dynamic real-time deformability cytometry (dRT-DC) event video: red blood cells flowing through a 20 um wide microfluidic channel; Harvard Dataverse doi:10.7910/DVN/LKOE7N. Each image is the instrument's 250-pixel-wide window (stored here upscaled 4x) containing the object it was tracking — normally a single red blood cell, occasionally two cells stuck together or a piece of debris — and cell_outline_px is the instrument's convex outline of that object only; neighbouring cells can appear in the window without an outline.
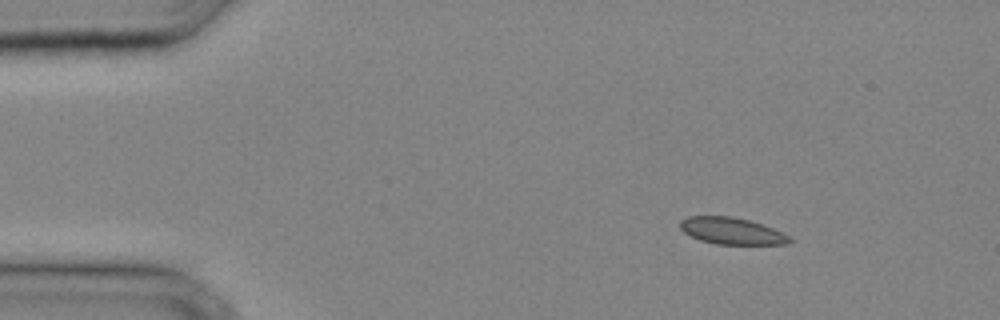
{"species": "common noctule bat (a hibernating species)", "species_latin": "Nyctalus noctula", "temperature_condition": "cold", "stored_images_in_passage": 33, "camera_frame_rate_fps": 3000, "um_per_image_px": 0.085, "animal": {"sex": "male", "body_mass_g": 20.4}, "frame": {"image": 1, "passage_image": 4, "time_ms": 1.0, "image_size_px": [1000, 320], "cell_outline_px": [[792, 240], [788, 244], [716, 244], [700, 240], [684, 232], [680, 228], [680, 220], [688, 216], [732, 216], [748, 220], [772, 228], [792, 236]], "centroid_in_image_um": [62.2, 19.63], "position_along_channel_um": 22.8, "area_um2": 16.99}}
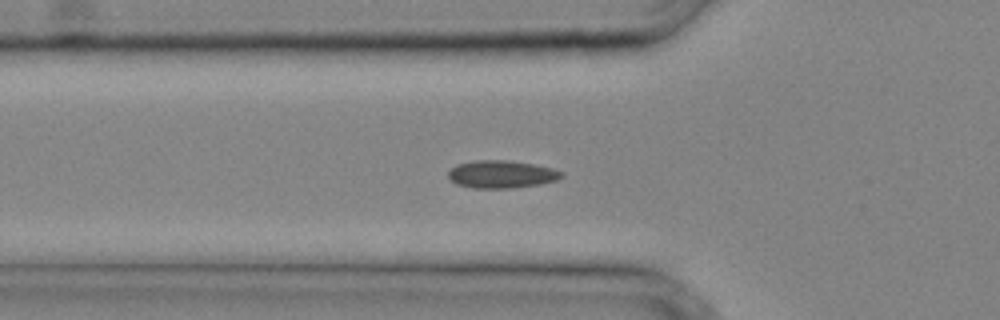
{"frame": {"image": 2, "passage_image": 11, "time_ms": 3.333, "image_size_px": [1000, 320], "cell_outline_px": [[564, 176], [556, 180], [540, 184], [512, 188], [472, 188], [456, 184], [448, 176], [448, 172], [456, 164], [472, 160], [508, 160], [532, 164], [552, 168], [564, 172]], "centroid_in_image_um": [42.62, 14.81], "position_along_channel_um": 83.2, "area_um2": 18.32}}
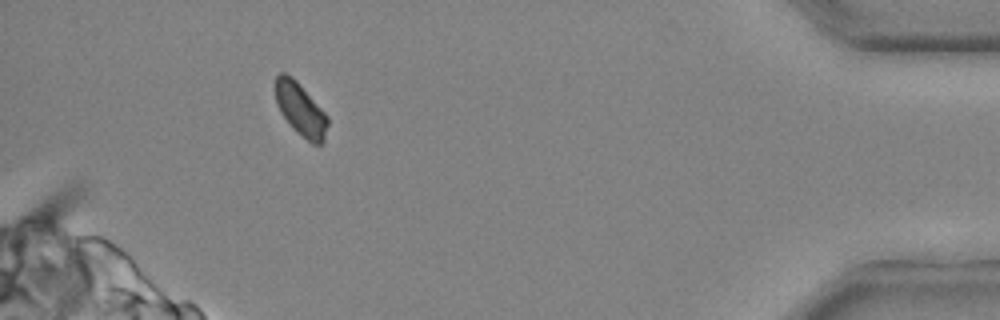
{"frame": {"image": 3, "passage_image": 31, "time_ms": 10.0, "image_size_px": [1000, 320], "cell_outline_px": [[328, 124], [324, 144], [312, 144], [296, 132], [292, 128], [280, 112], [276, 104], [276, 76], [280, 72], [284, 72], [292, 76], [296, 80], [328, 116]], "centroid_in_image_um": [25.56, 9.32], "position_along_channel_um": 409.6, "area_um2": 16.18}}